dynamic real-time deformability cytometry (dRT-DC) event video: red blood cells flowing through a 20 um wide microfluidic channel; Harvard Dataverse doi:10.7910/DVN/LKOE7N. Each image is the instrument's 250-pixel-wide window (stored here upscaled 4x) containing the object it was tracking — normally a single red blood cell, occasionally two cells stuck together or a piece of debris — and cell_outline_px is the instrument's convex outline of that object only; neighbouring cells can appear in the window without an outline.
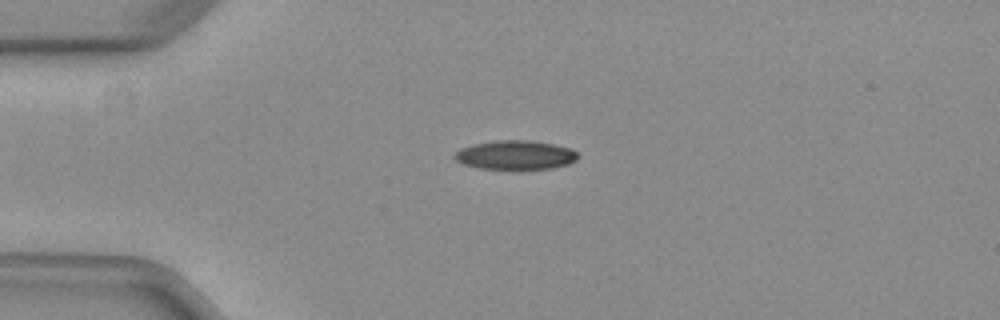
{"species": "common noctule bat (a hibernating species)", "species_latin": "Nyctalus noctula", "temperature_condition": "warm", "stored_images_in_passage": 47, "camera_frame_rate_fps": 3000, "um_per_image_px": 0.085, "animal": {"sex": "female", "body_mass_g": 29.2, "forearm_length_mm": 56.3}, "frame": {"image": 1, "passage_image": 8, "time_ms": 2.333, "image_size_px": [1000, 320], "cell_outline_px": [[580, 156], [576, 160], [568, 164], [552, 168], [480, 168], [464, 164], [456, 160], [452, 156], [460, 148], [472, 144], [496, 140], [532, 140], [572, 148]], "centroid_in_image_um": [43.82, 13.15], "position_along_channel_um": 41.2, "area_um2": 20.75}, "authors_computed_cell_mechanics": {"area_um2": 21.0392, "velocity_mm_per_s": 3.9793, "shape_relaxation_time_tau1_ms": null, "shape_relaxation_time_tau2_ms": 2.3507, "deformation_change_tau1": null, "deformation_change_tau2": 0.0938}}